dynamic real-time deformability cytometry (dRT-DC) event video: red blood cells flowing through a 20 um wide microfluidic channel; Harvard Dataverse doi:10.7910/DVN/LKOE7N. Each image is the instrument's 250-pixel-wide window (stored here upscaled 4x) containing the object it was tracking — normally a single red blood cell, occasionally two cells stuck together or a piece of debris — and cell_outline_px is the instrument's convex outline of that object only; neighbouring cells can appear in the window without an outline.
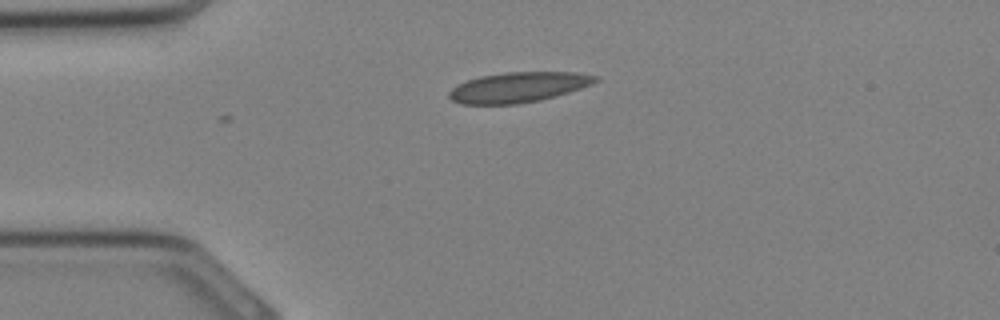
{"species": "Egyptian fruit bat (a non-hibernating species)", "species_latin": "Rousettus aegyptiacus", "temperature_condition": "cold", "stored_images_in_passage": 17, "camera_frame_rate_fps": 3000, "um_per_image_px": 0.085, "animal": {"sex": "female"}, "frame": {"image": 1, "passage_image": 1, "time_ms": 0.0, "image_size_px": [1000, 320], "cell_outline_px": [[600, 76], [592, 84], [568, 92], [540, 100], [516, 104], [460, 104], [452, 100], [448, 96], [448, 92], [452, 88], [468, 80], [480, 76], [504, 72], [576, 72]], "centroid_in_image_um": [44.05, 7.41], "position_along_channel_um": 41.0, "area_um2": 25.61}}
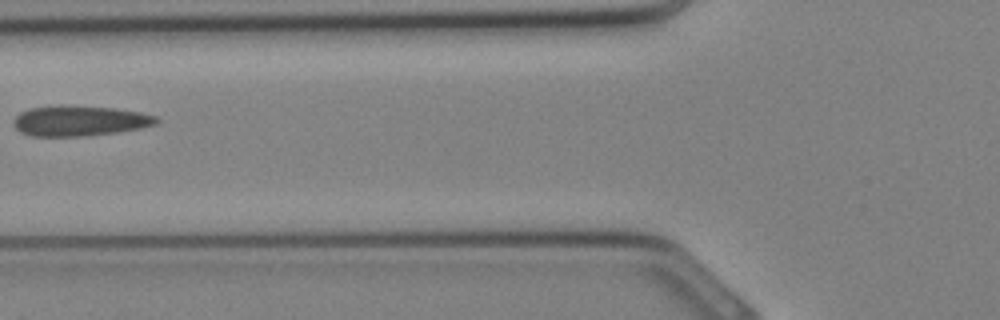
{"frame": {"image": 2, "passage_image": 6, "time_ms": 1.667, "image_size_px": [1000, 320], "cell_outline_px": [[160, 120], [156, 124], [140, 128], [116, 132], [88, 136], [32, 136], [20, 132], [12, 124], [12, 120], [20, 112], [32, 108], [60, 104], [64, 104], [116, 108], [140, 112], [156, 116]], "centroid_in_image_um": [6.75, 10.26], "position_along_channel_um": 119.1, "area_um2": 25.61}}
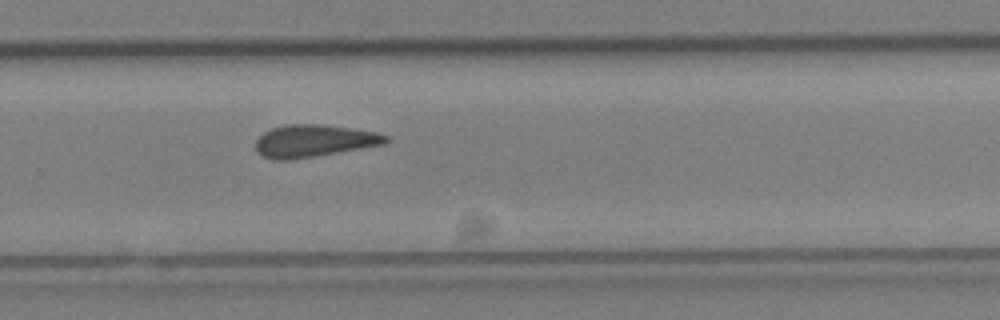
{"frame": {"image": 3, "passage_image": 15, "time_ms": 4.667, "image_size_px": [1000, 320], "cell_outline_px": [[388, 144], [288, 160], [272, 160], [264, 156], [256, 148], [256, 140], [264, 132], [272, 128], [288, 124], [324, 124], [376, 132], [388, 136]], "centroid_in_image_um": [26.71, 11.97], "position_along_channel_um": 303.1, "area_um2": 24.33}}